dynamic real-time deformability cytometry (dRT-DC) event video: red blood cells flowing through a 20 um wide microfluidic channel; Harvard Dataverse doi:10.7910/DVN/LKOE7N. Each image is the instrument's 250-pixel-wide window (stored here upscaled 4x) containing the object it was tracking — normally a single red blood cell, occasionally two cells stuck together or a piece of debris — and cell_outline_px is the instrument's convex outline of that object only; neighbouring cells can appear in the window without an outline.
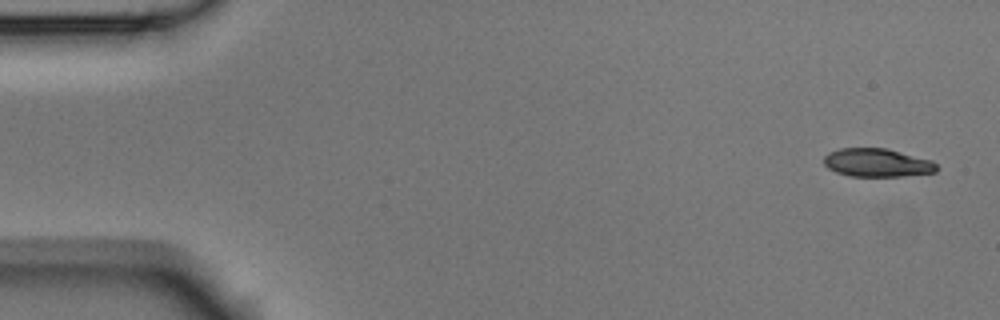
{"species": "Egyptian fruit bat (a non-hibernating species)", "species_latin": "Rousettus aegyptiacus", "temperature_condition": "room temperature", "stored_images_in_passage": 4, "camera_frame_rate_fps": 3000, "um_per_image_px": 0.085, "animal": {"sex": "male"}, "frame": {"image": 1, "passage_image": 1, "time_ms": 0.0, "image_size_px": [1000, 320], "cell_outline_px": [[936, 172], [904, 176], [848, 176], [836, 172], [828, 168], [824, 164], [824, 156], [828, 152], [840, 148], [884, 148], [932, 160], [936, 164]], "centroid_in_image_um": [74.52, 13.83], "position_along_channel_um": 10.5, "area_um2": 18.55}}